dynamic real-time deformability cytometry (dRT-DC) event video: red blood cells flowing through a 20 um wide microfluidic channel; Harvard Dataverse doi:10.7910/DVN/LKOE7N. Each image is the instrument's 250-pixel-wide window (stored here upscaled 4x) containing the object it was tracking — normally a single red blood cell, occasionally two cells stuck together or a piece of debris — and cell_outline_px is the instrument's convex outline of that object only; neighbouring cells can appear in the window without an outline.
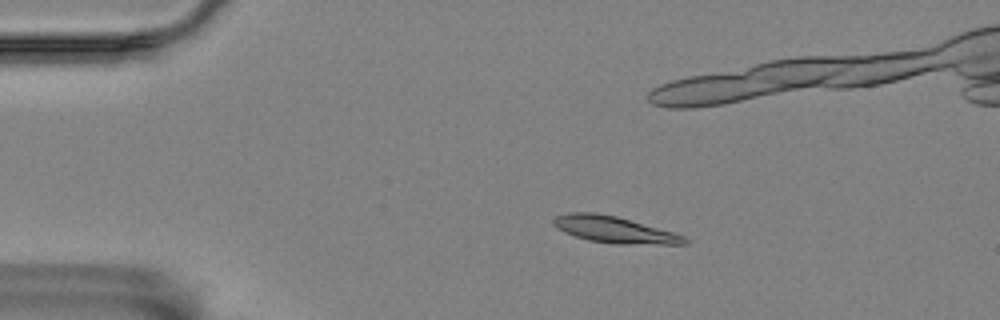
{"species": "Egyptian fruit bat (a non-hibernating species)", "species_latin": "Rousettus aegyptiacus", "temperature_condition": "room temperature", "stored_images_in_passage": 49, "camera_frame_rate_fps": 3000, "um_per_image_px": 0.085, "animal": {"sex": "female"}, "frame": {"image": 1, "passage_image": 2, "time_ms": 0.333, "image_size_px": [1000, 320], "cell_outline_px": [[688, 244], [616, 244], [588, 240], [564, 232], [556, 228], [552, 224], [552, 220], [556, 216], [572, 212], [596, 212], [616, 216], [672, 232], [684, 236], [688, 240]], "centroid_in_image_um": [52.18, 19.52], "position_along_channel_um": 32.8, "area_um2": 20.11}}
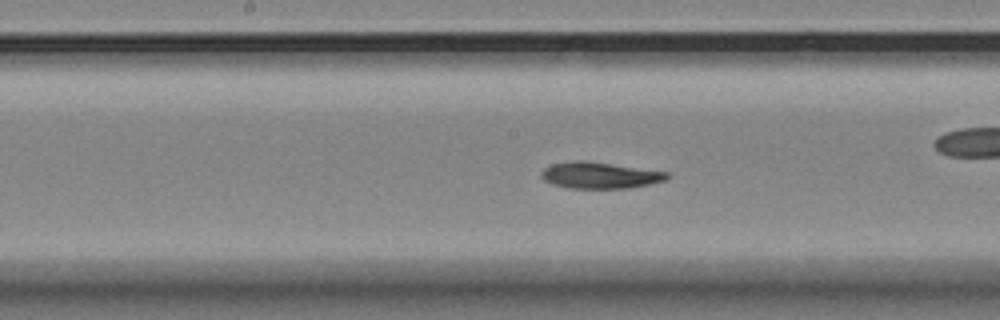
{"frame": {"image": 2, "passage_image": 20, "time_ms": 6.333, "image_size_px": [1000, 320], "cell_outline_px": [[668, 180], [628, 188], [568, 188], [552, 184], [544, 180], [540, 176], [540, 172], [544, 168], [552, 164], [576, 160], [584, 160], [668, 172]], "centroid_in_image_um": [50.95, 14.9], "position_along_channel_um": 197.3, "area_um2": 19.25}}
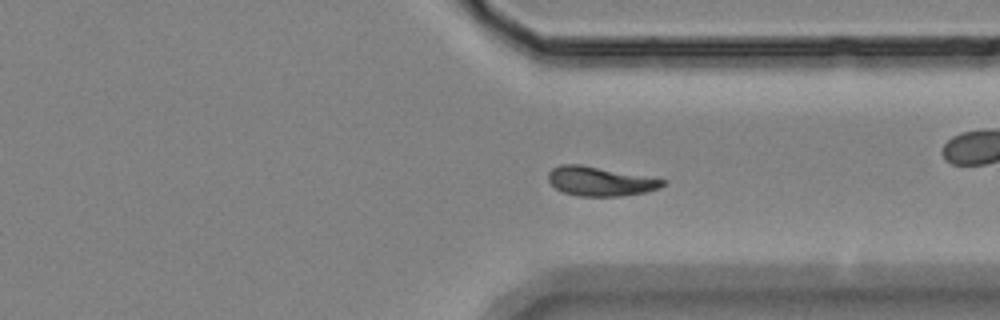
{"frame": {"image": 3, "passage_image": 34, "time_ms": 11.0, "image_size_px": [1000, 320], "cell_outline_px": [[664, 184], [660, 188], [648, 192], [620, 196], [580, 196], [564, 192], [556, 188], [548, 180], [548, 172], [552, 168], [560, 164], [580, 164], [664, 180]], "centroid_in_image_um": [50.97, 15.41], "position_along_channel_um": 360.4, "area_um2": 19.19}, "authors_computed_cell_mechanics": {"area_um2": 19.2474, "velocity_mm_per_s": 3.4991, "shape_relaxation_time_tau1_ms": 7.8123, "shape_relaxation_time_tau2_ms": null, "deformation_change_tau1": 0.1787, "deformation_change_tau2": null}}